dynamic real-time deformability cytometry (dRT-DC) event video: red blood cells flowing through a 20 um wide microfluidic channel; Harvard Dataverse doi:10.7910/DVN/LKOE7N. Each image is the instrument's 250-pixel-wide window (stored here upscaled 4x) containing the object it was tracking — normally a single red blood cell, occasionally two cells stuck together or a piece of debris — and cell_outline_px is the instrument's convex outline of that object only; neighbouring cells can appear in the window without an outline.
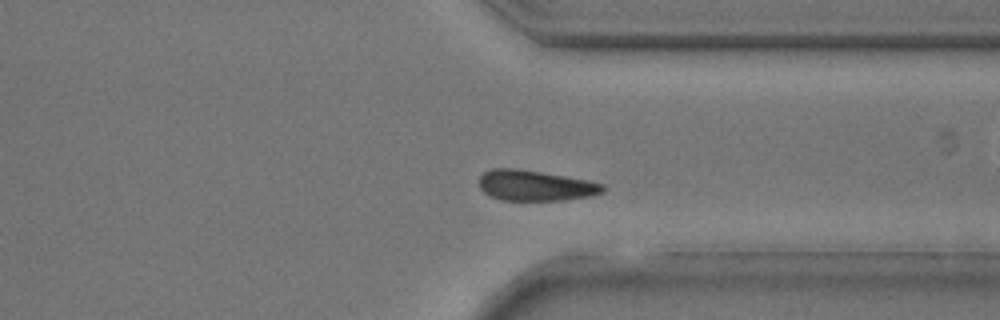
{"species": "common noctule bat (a hibernating species)", "species_latin": "Nyctalus noctula", "temperature_condition": "room temperature", "stored_images_in_passage": 34, "camera_frame_rate_fps": 3000, "um_per_image_px": 0.085, "animal": {"sex": "male", "body_mass_g": 17.9, "forearm_length_mm": 54.2}, "frame": {"image": 1, "passage_image": 25, "time_ms": 8.0, "image_size_px": [1000, 320], "cell_outline_px": [[604, 192], [592, 196], [564, 200], [500, 200], [484, 192], [480, 188], [480, 176], [484, 172], [492, 168], [516, 168], [588, 180], [604, 184]], "centroid_in_image_um": [45.51, 15.77], "position_along_channel_um": 365.9, "area_um2": 21.96}}
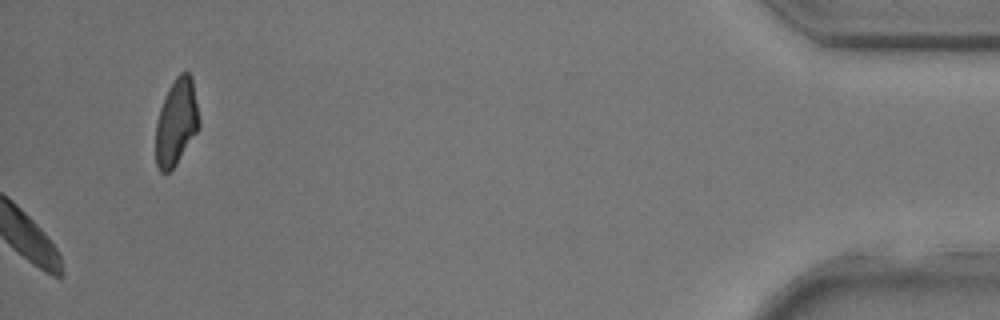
{"frame": {"image": 2, "passage_image": 34, "time_ms": 11.0, "image_size_px": [1000, 320], "cell_outline_px": [[200, 128], [176, 164], [168, 172], [160, 172], [156, 164], [156, 120], [160, 108], [168, 88], [176, 76], [180, 72], [188, 72], [192, 76], [200, 120]], "centroid_in_image_um": [15.0, 10.36], "position_along_channel_um": 420.2, "area_um2": 22.02}}